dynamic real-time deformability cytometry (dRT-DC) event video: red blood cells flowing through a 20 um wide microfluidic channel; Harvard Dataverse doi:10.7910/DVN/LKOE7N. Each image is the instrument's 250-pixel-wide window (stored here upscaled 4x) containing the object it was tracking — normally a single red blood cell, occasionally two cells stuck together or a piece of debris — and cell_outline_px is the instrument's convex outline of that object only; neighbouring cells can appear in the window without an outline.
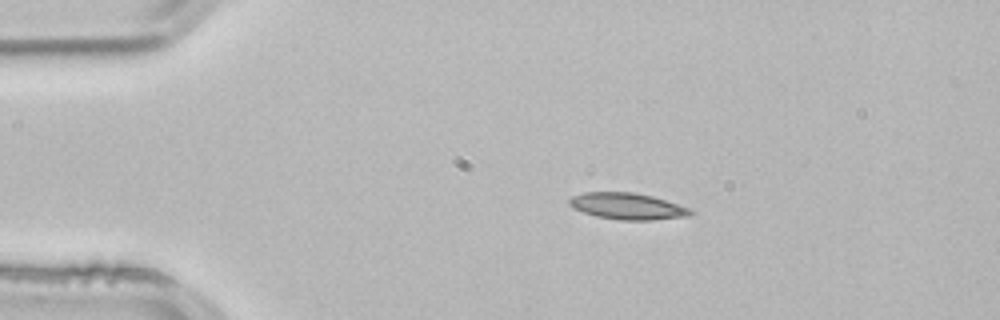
{"species": "common noctule bat (a hibernating species)", "species_latin": "Nyctalus noctula", "temperature_condition": "room temperature", "stored_images_in_passage": 2, "camera_frame_rate_fps": 3000, "um_per_image_px": 0.085, "animal": {"sex": "male", "body_mass_g": 21.5, "forearm_length_mm": 52.0}, "frame": {"image": 1, "passage_image": 1, "time_ms": 0.0, "image_size_px": [1000, 320], "cell_outline_px": [[696, 212], [692, 216], [652, 220], [620, 220], [596, 216], [584, 212], [568, 204], [568, 200], [572, 196], [584, 192], [636, 192], [652, 196], [692, 208]], "centroid_in_image_um": [53.41, 17.53], "position_along_channel_um": 31.6, "area_um2": 18.9}}